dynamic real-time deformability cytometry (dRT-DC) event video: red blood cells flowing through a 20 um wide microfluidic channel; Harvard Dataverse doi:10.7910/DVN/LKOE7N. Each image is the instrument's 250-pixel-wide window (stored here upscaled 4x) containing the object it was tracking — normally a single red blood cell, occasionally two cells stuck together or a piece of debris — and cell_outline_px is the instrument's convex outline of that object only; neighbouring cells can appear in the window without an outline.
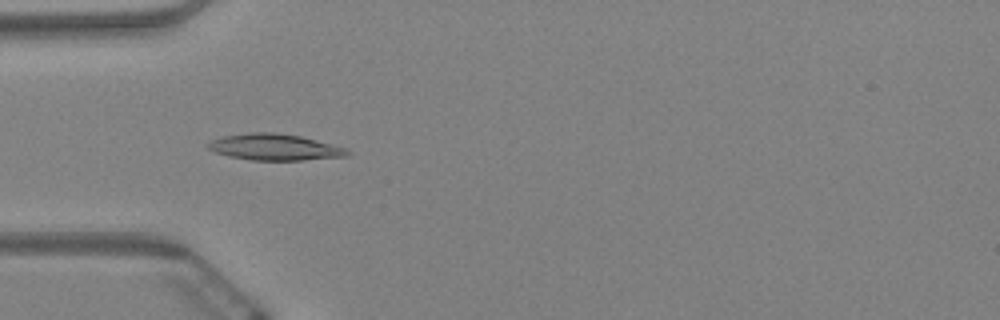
{"species": "Egyptian fruit bat (a non-hibernating species)", "species_latin": "Rousettus aegyptiacus", "temperature_condition": "warm", "stored_images_in_passage": 60, "camera_frame_rate_fps": 3000, "um_per_image_px": 0.085, "animal": {"sex": "female"}, "frame": {"image": 1, "passage_image": 19, "time_ms": 6.0, "image_size_px": [1000, 320], "cell_outline_px": [[352, 152], [348, 156], [300, 160], [252, 160], [228, 156], [216, 152], [208, 148], [204, 144], [212, 140], [224, 136], [252, 132], [272, 132], [300, 136], [344, 148]], "centroid_in_image_um": [23.31, 12.51], "position_along_channel_um": 61.7, "area_um2": 21.1}}
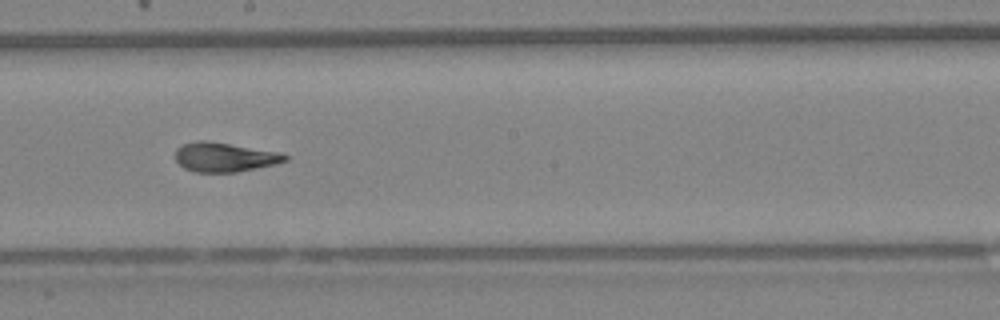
{"frame": {"image": 2, "passage_image": 34, "time_ms": 11.0, "image_size_px": [1000, 320], "cell_outline_px": [[288, 160], [276, 164], [236, 172], [196, 172], [184, 168], [176, 160], [176, 148], [180, 144], [196, 140], [208, 140], [280, 152], [288, 156]], "centroid_in_image_um": [19.07, 13.34], "position_along_channel_um": 229.1, "area_um2": 18.9}}
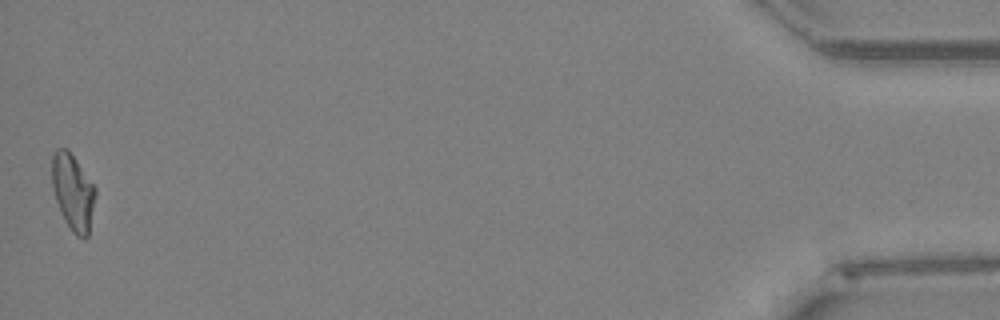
{"frame": {"image": 3, "passage_image": 60, "time_ms": 19.667, "image_size_px": [1000, 320], "cell_outline_px": [[96, 196], [88, 236], [84, 240], [76, 236], [72, 232], [64, 220], [60, 212], [52, 188], [52, 152], [56, 148], [68, 148], [96, 188]], "centroid_in_image_um": [6.2, 16.33], "position_along_channel_um": 429.0, "area_um2": 19.59}, "authors_computed_cell_mechanics": {"area_um2": 19.363, "velocity_mm_per_s": 3.39, "shape_relaxation_time_tau1_ms": 9.917, "shape_relaxation_time_tau2_ms": 1.7567, "deformation_change_tau1": 0.2701, "deformation_change_tau2": 0.1041}}